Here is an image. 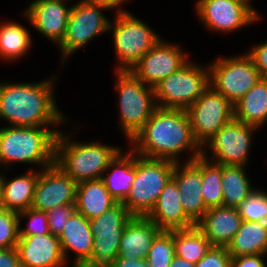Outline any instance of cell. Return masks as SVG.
Here are the masks:
<instances>
[{
  "mask_svg": "<svg viewBox=\"0 0 267 267\" xmlns=\"http://www.w3.org/2000/svg\"><path fill=\"white\" fill-rule=\"evenodd\" d=\"M46 127L9 126L0 128V164L11 162L40 164L42 169L55 163L58 130ZM7 163V164H6Z\"/></svg>",
  "mask_w": 267,
  "mask_h": 267,
  "instance_id": "obj_3",
  "label": "cell"
},
{
  "mask_svg": "<svg viewBox=\"0 0 267 267\" xmlns=\"http://www.w3.org/2000/svg\"><path fill=\"white\" fill-rule=\"evenodd\" d=\"M179 163H175L172 178L177 184L186 215L196 224L208 210L202 197V155L183 163V166Z\"/></svg>",
  "mask_w": 267,
  "mask_h": 267,
  "instance_id": "obj_17",
  "label": "cell"
},
{
  "mask_svg": "<svg viewBox=\"0 0 267 267\" xmlns=\"http://www.w3.org/2000/svg\"><path fill=\"white\" fill-rule=\"evenodd\" d=\"M169 267H196V265L175 255Z\"/></svg>",
  "mask_w": 267,
  "mask_h": 267,
  "instance_id": "obj_44",
  "label": "cell"
},
{
  "mask_svg": "<svg viewBox=\"0 0 267 267\" xmlns=\"http://www.w3.org/2000/svg\"><path fill=\"white\" fill-rule=\"evenodd\" d=\"M87 1L98 4V5L106 6L107 8L112 10L115 8H119L121 6L120 4H123L125 1H129V0H87Z\"/></svg>",
  "mask_w": 267,
  "mask_h": 267,
  "instance_id": "obj_43",
  "label": "cell"
},
{
  "mask_svg": "<svg viewBox=\"0 0 267 267\" xmlns=\"http://www.w3.org/2000/svg\"><path fill=\"white\" fill-rule=\"evenodd\" d=\"M120 125L131 141L158 108L154 88L145 85L131 70H116Z\"/></svg>",
  "mask_w": 267,
  "mask_h": 267,
  "instance_id": "obj_6",
  "label": "cell"
},
{
  "mask_svg": "<svg viewBox=\"0 0 267 267\" xmlns=\"http://www.w3.org/2000/svg\"><path fill=\"white\" fill-rule=\"evenodd\" d=\"M120 151L115 146L94 141L75 143L60 132L55 144V164L78 184L101 179L109 163Z\"/></svg>",
  "mask_w": 267,
  "mask_h": 267,
  "instance_id": "obj_4",
  "label": "cell"
},
{
  "mask_svg": "<svg viewBox=\"0 0 267 267\" xmlns=\"http://www.w3.org/2000/svg\"><path fill=\"white\" fill-rule=\"evenodd\" d=\"M161 232L147 216H133L122 233L118 257L146 259L151 245Z\"/></svg>",
  "mask_w": 267,
  "mask_h": 267,
  "instance_id": "obj_22",
  "label": "cell"
},
{
  "mask_svg": "<svg viewBox=\"0 0 267 267\" xmlns=\"http://www.w3.org/2000/svg\"><path fill=\"white\" fill-rule=\"evenodd\" d=\"M0 209H3L2 194H1V175H0Z\"/></svg>",
  "mask_w": 267,
  "mask_h": 267,
  "instance_id": "obj_45",
  "label": "cell"
},
{
  "mask_svg": "<svg viewBox=\"0 0 267 267\" xmlns=\"http://www.w3.org/2000/svg\"><path fill=\"white\" fill-rule=\"evenodd\" d=\"M175 255L196 264L212 247L196 227L174 230Z\"/></svg>",
  "mask_w": 267,
  "mask_h": 267,
  "instance_id": "obj_30",
  "label": "cell"
},
{
  "mask_svg": "<svg viewBox=\"0 0 267 267\" xmlns=\"http://www.w3.org/2000/svg\"><path fill=\"white\" fill-rule=\"evenodd\" d=\"M19 220L29 218L27 228H19V236L42 235L50 233L47 214L44 211L29 208L18 213Z\"/></svg>",
  "mask_w": 267,
  "mask_h": 267,
  "instance_id": "obj_36",
  "label": "cell"
},
{
  "mask_svg": "<svg viewBox=\"0 0 267 267\" xmlns=\"http://www.w3.org/2000/svg\"><path fill=\"white\" fill-rule=\"evenodd\" d=\"M18 213L0 209V249L15 248L19 241Z\"/></svg>",
  "mask_w": 267,
  "mask_h": 267,
  "instance_id": "obj_35",
  "label": "cell"
},
{
  "mask_svg": "<svg viewBox=\"0 0 267 267\" xmlns=\"http://www.w3.org/2000/svg\"><path fill=\"white\" fill-rule=\"evenodd\" d=\"M180 46L162 39L132 67L131 71L147 86L155 88L171 73L178 71L188 60Z\"/></svg>",
  "mask_w": 267,
  "mask_h": 267,
  "instance_id": "obj_15",
  "label": "cell"
},
{
  "mask_svg": "<svg viewBox=\"0 0 267 267\" xmlns=\"http://www.w3.org/2000/svg\"><path fill=\"white\" fill-rule=\"evenodd\" d=\"M202 149V197L207 209L223 206L222 165L210 161Z\"/></svg>",
  "mask_w": 267,
  "mask_h": 267,
  "instance_id": "obj_32",
  "label": "cell"
},
{
  "mask_svg": "<svg viewBox=\"0 0 267 267\" xmlns=\"http://www.w3.org/2000/svg\"><path fill=\"white\" fill-rule=\"evenodd\" d=\"M75 204L58 206L46 212L50 233L59 237L69 218L76 212Z\"/></svg>",
  "mask_w": 267,
  "mask_h": 267,
  "instance_id": "obj_37",
  "label": "cell"
},
{
  "mask_svg": "<svg viewBox=\"0 0 267 267\" xmlns=\"http://www.w3.org/2000/svg\"><path fill=\"white\" fill-rule=\"evenodd\" d=\"M266 254H251L232 257V267H267L262 257Z\"/></svg>",
  "mask_w": 267,
  "mask_h": 267,
  "instance_id": "obj_40",
  "label": "cell"
},
{
  "mask_svg": "<svg viewBox=\"0 0 267 267\" xmlns=\"http://www.w3.org/2000/svg\"><path fill=\"white\" fill-rule=\"evenodd\" d=\"M15 249L21 267H63L66 262L61 243L52 233L19 236Z\"/></svg>",
  "mask_w": 267,
  "mask_h": 267,
  "instance_id": "obj_18",
  "label": "cell"
},
{
  "mask_svg": "<svg viewBox=\"0 0 267 267\" xmlns=\"http://www.w3.org/2000/svg\"><path fill=\"white\" fill-rule=\"evenodd\" d=\"M101 9L110 10L87 0H81L72 6L66 34L59 45L63 61L98 34L110 30V21L105 18Z\"/></svg>",
  "mask_w": 267,
  "mask_h": 267,
  "instance_id": "obj_12",
  "label": "cell"
},
{
  "mask_svg": "<svg viewBox=\"0 0 267 267\" xmlns=\"http://www.w3.org/2000/svg\"><path fill=\"white\" fill-rule=\"evenodd\" d=\"M0 267H21L15 248L0 249Z\"/></svg>",
  "mask_w": 267,
  "mask_h": 267,
  "instance_id": "obj_41",
  "label": "cell"
},
{
  "mask_svg": "<svg viewBox=\"0 0 267 267\" xmlns=\"http://www.w3.org/2000/svg\"><path fill=\"white\" fill-rule=\"evenodd\" d=\"M130 143L137 155L151 159L177 163V156L186 149L192 151V157L186 161L202 155V148L193 137L190 119L184 109L157 108Z\"/></svg>",
  "mask_w": 267,
  "mask_h": 267,
  "instance_id": "obj_1",
  "label": "cell"
},
{
  "mask_svg": "<svg viewBox=\"0 0 267 267\" xmlns=\"http://www.w3.org/2000/svg\"><path fill=\"white\" fill-rule=\"evenodd\" d=\"M261 79L247 53L244 56L219 58L209 66L210 86L233 105Z\"/></svg>",
  "mask_w": 267,
  "mask_h": 267,
  "instance_id": "obj_10",
  "label": "cell"
},
{
  "mask_svg": "<svg viewBox=\"0 0 267 267\" xmlns=\"http://www.w3.org/2000/svg\"><path fill=\"white\" fill-rule=\"evenodd\" d=\"M175 163L137 156L135 153V178L122 202L133 216H147L154 208L165 185L172 178Z\"/></svg>",
  "mask_w": 267,
  "mask_h": 267,
  "instance_id": "obj_5",
  "label": "cell"
},
{
  "mask_svg": "<svg viewBox=\"0 0 267 267\" xmlns=\"http://www.w3.org/2000/svg\"><path fill=\"white\" fill-rule=\"evenodd\" d=\"M147 217L162 231L189 229L196 224L186 215L177 184L171 178Z\"/></svg>",
  "mask_w": 267,
  "mask_h": 267,
  "instance_id": "obj_21",
  "label": "cell"
},
{
  "mask_svg": "<svg viewBox=\"0 0 267 267\" xmlns=\"http://www.w3.org/2000/svg\"><path fill=\"white\" fill-rule=\"evenodd\" d=\"M38 175L39 172L32 169L11 181L1 175L3 209L19 213L31 208Z\"/></svg>",
  "mask_w": 267,
  "mask_h": 267,
  "instance_id": "obj_26",
  "label": "cell"
},
{
  "mask_svg": "<svg viewBox=\"0 0 267 267\" xmlns=\"http://www.w3.org/2000/svg\"><path fill=\"white\" fill-rule=\"evenodd\" d=\"M25 16L41 34L49 40L62 43L72 9L64 0H35L28 6Z\"/></svg>",
  "mask_w": 267,
  "mask_h": 267,
  "instance_id": "obj_19",
  "label": "cell"
},
{
  "mask_svg": "<svg viewBox=\"0 0 267 267\" xmlns=\"http://www.w3.org/2000/svg\"><path fill=\"white\" fill-rule=\"evenodd\" d=\"M66 260L70 250L76 254L72 267H83L91 258L94 236L89 220L77 211L69 218L58 237Z\"/></svg>",
  "mask_w": 267,
  "mask_h": 267,
  "instance_id": "obj_23",
  "label": "cell"
},
{
  "mask_svg": "<svg viewBox=\"0 0 267 267\" xmlns=\"http://www.w3.org/2000/svg\"><path fill=\"white\" fill-rule=\"evenodd\" d=\"M117 203L101 179L83 181L76 185V210L88 220L110 210Z\"/></svg>",
  "mask_w": 267,
  "mask_h": 267,
  "instance_id": "obj_24",
  "label": "cell"
},
{
  "mask_svg": "<svg viewBox=\"0 0 267 267\" xmlns=\"http://www.w3.org/2000/svg\"><path fill=\"white\" fill-rule=\"evenodd\" d=\"M209 85V68L188 61L154 88L157 107L187 110Z\"/></svg>",
  "mask_w": 267,
  "mask_h": 267,
  "instance_id": "obj_7",
  "label": "cell"
},
{
  "mask_svg": "<svg viewBox=\"0 0 267 267\" xmlns=\"http://www.w3.org/2000/svg\"><path fill=\"white\" fill-rule=\"evenodd\" d=\"M77 183L55 163L39 172L31 208L48 212L66 204H75Z\"/></svg>",
  "mask_w": 267,
  "mask_h": 267,
  "instance_id": "obj_16",
  "label": "cell"
},
{
  "mask_svg": "<svg viewBox=\"0 0 267 267\" xmlns=\"http://www.w3.org/2000/svg\"><path fill=\"white\" fill-rule=\"evenodd\" d=\"M231 257L267 253V223L242 221L231 243L227 246Z\"/></svg>",
  "mask_w": 267,
  "mask_h": 267,
  "instance_id": "obj_28",
  "label": "cell"
},
{
  "mask_svg": "<svg viewBox=\"0 0 267 267\" xmlns=\"http://www.w3.org/2000/svg\"><path fill=\"white\" fill-rule=\"evenodd\" d=\"M113 267H149V265L146 259L117 257L114 261Z\"/></svg>",
  "mask_w": 267,
  "mask_h": 267,
  "instance_id": "obj_42",
  "label": "cell"
},
{
  "mask_svg": "<svg viewBox=\"0 0 267 267\" xmlns=\"http://www.w3.org/2000/svg\"><path fill=\"white\" fill-rule=\"evenodd\" d=\"M234 119L259 128L267 120V78L259 80L234 104Z\"/></svg>",
  "mask_w": 267,
  "mask_h": 267,
  "instance_id": "obj_27",
  "label": "cell"
},
{
  "mask_svg": "<svg viewBox=\"0 0 267 267\" xmlns=\"http://www.w3.org/2000/svg\"><path fill=\"white\" fill-rule=\"evenodd\" d=\"M106 171L109 175L102 176L101 180L111 196L118 203H122L129 194L135 178V152L132 150L127 154H122L120 151L109 163Z\"/></svg>",
  "mask_w": 267,
  "mask_h": 267,
  "instance_id": "obj_25",
  "label": "cell"
},
{
  "mask_svg": "<svg viewBox=\"0 0 267 267\" xmlns=\"http://www.w3.org/2000/svg\"><path fill=\"white\" fill-rule=\"evenodd\" d=\"M174 256V230L162 231L151 245L146 261L149 267H169Z\"/></svg>",
  "mask_w": 267,
  "mask_h": 267,
  "instance_id": "obj_33",
  "label": "cell"
},
{
  "mask_svg": "<svg viewBox=\"0 0 267 267\" xmlns=\"http://www.w3.org/2000/svg\"><path fill=\"white\" fill-rule=\"evenodd\" d=\"M186 111L193 137L201 148L234 119V105L210 85Z\"/></svg>",
  "mask_w": 267,
  "mask_h": 267,
  "instance_id": "obj_11",
  "label": "cell"
},
{
  "mask_svg": "<svg viewBox=\"0 0 267 267\" xmlns=\"http://www.w3.org/2000/svg\"><path fill=\"white\" fill-rule=\"evenodd\" d=\"M133 217L123 203L89 220L94 236L90 260L83 267H113L122 233Z\"/></svg>",
  "mask_w": 267,
  "mask_h": 267,
  "instance_id": "obj_9",
  "label": "cell"
},
{
  "mask_svg": "<svg viewBox=\"0 0 267 267\" xmlns=\"http://www.w3.org/2000/svg\"><path fill=\"white\" fill-rule=\"evenodd\" d=\"M116 18L109 26L113 29L115 52L121 62L116 70H131L161 38L127 11L118 9Z\"/></svg>",
  "mask_w": 267,
  "mask_h": 267,
  "instance_id": "obj_8",
  "label": "cell"
},
{
  "mask_svg": "<svg viewBox=\"0 0 267 267\" xmlns=\"http://www.w3.org/2000/svg\"><path fill=\"white\" fill-rule=\"evenodd\" d=\"M254 62L256 69L259 71L262 78H267V42L254 46L247 53Z\"/></svg>",
  "mask_w": 267,
  "mask_h": 267,
  "instance_id": "obj_39",
  "label": "cell"
},
{
  "mask_svg": "<svg viewBox=\"0 0 267 267\" xmlns=\"http://www.w3.org/2000/svg\"><path fill=\"white\" fill-rule=\"evenodd\" d=\"M250 4L247 0H198L196 12L209 29L231 32L258 20Z\"/></svg>",
  "mask_w": 267,
  "mask_h": 267,
  "instance_id": "obj_13",
  "label": "cell"
},
{
  "mask_svg": "<svg viewBox=\"0 0 267 267\" xmlns=\"http://www.w3.org/2000/svg\"><path fill=\"white\" fill-rule=\"evenodd\" d=\"M257 128L236 119L225 124L204 146L212 151L213 163L246 166L252 132Z\"/></svg>",
  "mask_w": 267,
  "mask_h": 267,
  "instance_id": "obj_14",
  "label": "cell"
},
{
  "mask_svg": "<svg viewBox=\"0 0 267 267\" xmlns=\"http://www.w3.org/2000/svg\"><path fill=\"white\" fill-rule=\"evenodd\" d=\"M53 81L0 83V118L12 126L46 127L66 121L53 97Z\"/></svg>",
  "mask_w": 267,
  "mask_h": 267,
  "instance_id": "obj_2",
  "label": "cell"
},
{
  "mask_svg": "<svg viewBox=\"0 0 267 267\" xmlns=\"http://www.w3.org/2000/svg\"><path fill=\"white\" fill-rule=\"evenodd\" d=\"M196 267H232V257L227 247L212 246Z\"/></svg>",
  "mask_w": 267,
  "mask_h": 267,
  "instance_id": "obj_38",
  "label": "cell"
},
{
  "mask_svg": "<svg viewBox=\"0 0 267 267\" xmlns=\"http://www.w3.org/2000/svg\"><path fill=\"white\" fill-rule=\"evenodd\" d=\"M31 37L27 28L18 23L9 22L0 25V57L5 60H17L30 49Z\"/></svg>",
  "mask_w": 267,
  "mask_h": 267,
  "instance_id": "obj_31",
  "label": "cell"
},
{
  "mask_svg": "<svg viewBox=\"0 0 267 267\" xmlns=\"http://www.w3.org/2000/svg\"><path fill=\"white\" fill-rule=\"evenodd\" d=\"M244 166L222 165L223 206L237 208L253 191Z\"/></svg>",
  "mask_w": 267,
  "mask_h": 267,
  "instance_id": "obj_29",
  "label": "cell"
},
{
  "mask_svg": "<svg viewBox=\"0 0 267 267\" xmlns=\"http://www.w3.org/2000/svg\"><path fill=\"white\" fill-rule=\"evenodd\" d=\"M242 217L237 208L218 206L209 208L196 227L212 246L227 247L240 229Z\"/></svg>",
  "mask_w": 267,
  "mask_h": 267,
  "instance_id": "obj_20",
  "label": "cell"
},
{
  "mask_svg": "<svg viewBox=\"0 0 267 267\" xmlns=\"http://www.w3.org/2000/svg\"><path fill=\"white\" fill-rule=\"evenodd\" d=\"M237 209L243 221L267 223V194L263 191L255 190Z\"/></svg>",
  "mask_w": 267,
  "mask_h": 267,
  "instance_id": "obj_34",
  "label": "cell"
}]
</instances>
